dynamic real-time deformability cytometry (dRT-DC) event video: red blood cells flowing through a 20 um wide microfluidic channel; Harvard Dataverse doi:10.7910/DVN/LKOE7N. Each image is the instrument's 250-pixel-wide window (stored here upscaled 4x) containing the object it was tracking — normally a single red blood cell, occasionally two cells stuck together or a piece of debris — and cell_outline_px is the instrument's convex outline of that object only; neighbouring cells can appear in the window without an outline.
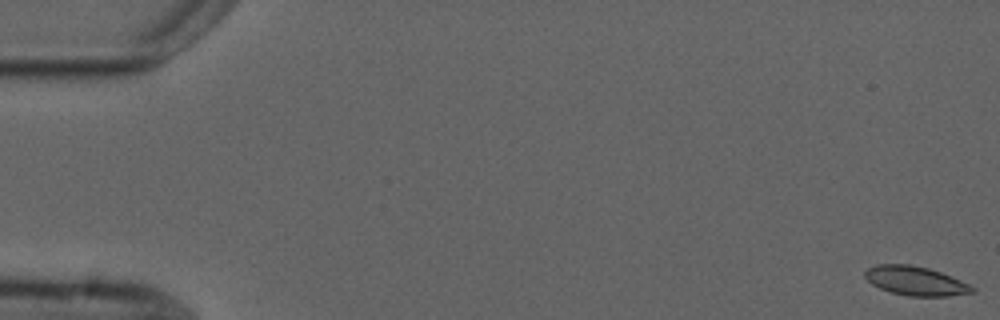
{"species": "common noctule bat (a hibernating species)", "species_latin": "Nyctalus noctula", "temperature_condition": "cold", "stored_images_in_passage": 7, "camera_frame_rate_fps": 3000, "um_per_image_px": 0.085, "animal": {"sex": "male", "forearm_length_mm": 52.5}, "frame": {"image": 1, "passage_image": 1, "time_ms": 0.0, "image_size_px": [1000, 320], "cell_outline_px": [[976, 292], [948, 296], [908, 296], [892, 292], [880, 288], [872, 284], [864, 276], [864, 272], [868, 268], [876, 264], [908, 264], [928, 268], [940, 272], [960, 280], [976, 288]], "centroid_in_image_um": [77.82, 23.87], "position_along_channel_um": 7.2, "area_um2": 18.09}}
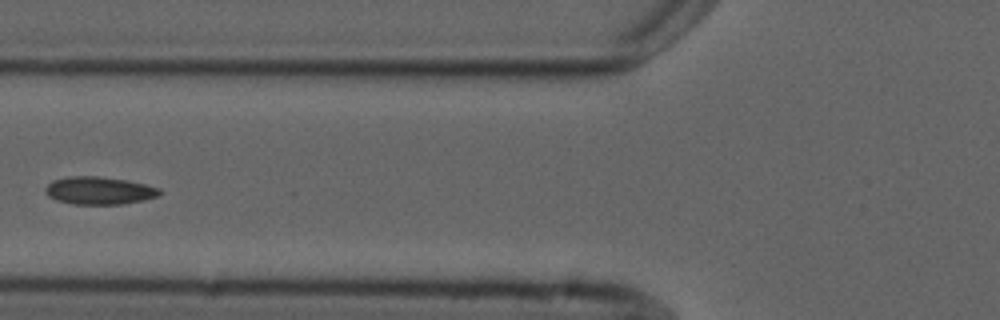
{"frame": {"image": 2, "passage_image": 6, "time_ms": 7.0, "image_size_px": [1000, 320], "cell_outline_px": [[164, 192], [160, 196], [120, 204], [72, 204], [56, 200], [48, 196], [44, 192], [44, 188], [52, 180], [68, 176], [100, 176], [124, 180], [144, 184], [160, 188]], "centroid_in_image_um": [8.4, 16.19], "position_along_channel_um": 117.4, "area_um2": 18.5}}
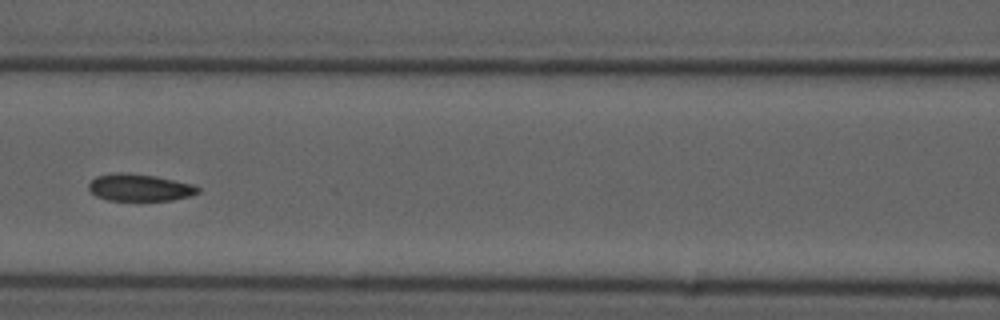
{"frame": {"image": 3, "passage_image": 7, "time_ms": 8.0, "image_size_px": [1000, 320], "cell_outline_px": [[200, 192], [188, 196], [172, 200], [108, 200], [96, 196], [88, 188], [88, 184], [96, 176], [116, 172], [124, 172], [156, 176], [192, 184], [200, 188]], "centroid_in_image_um": [11.85, 15.93], "position_along_channel_um": 154.7, "area_um2": 17.17}}